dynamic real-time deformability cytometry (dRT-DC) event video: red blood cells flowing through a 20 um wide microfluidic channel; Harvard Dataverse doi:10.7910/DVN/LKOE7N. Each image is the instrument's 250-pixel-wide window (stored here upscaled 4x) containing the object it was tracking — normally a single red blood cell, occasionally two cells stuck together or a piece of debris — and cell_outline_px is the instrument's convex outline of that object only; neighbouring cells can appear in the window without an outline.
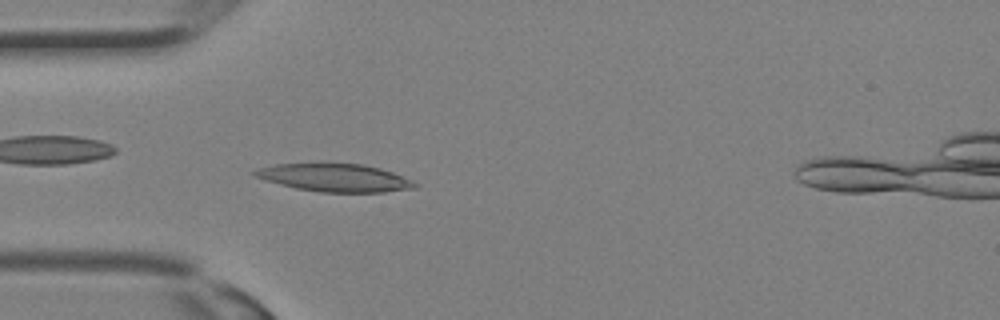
{"species": "Egyptian fruit bat (a non-hibernating species)", "species_latin": "Rousettus aegyptiacus", "temperature_condition": "room temperature", "stored_images_in_passage": 19, "camera_frame_rate_fps": 3000, "um_per_image_px": 0.085, "animal": {"sex": "female"}, "frame": {"image": 1, "passage_image": 9, "time_ms": 2.667, "image_size_px": [1000, 320], "cell_outline_px": [[420, 184], [416, 188], [384, 192], [320, 192], [296, 188], [264, 180], [252, 176], [252, 172], [256, 168], [276, 164], [364, 164], [380, 168], [392, 172], [412, 180]], "centroid_in_image_um": [28.46, 15.11], "position_along_channel_um": 56.5, "area_um2": 25.95}}
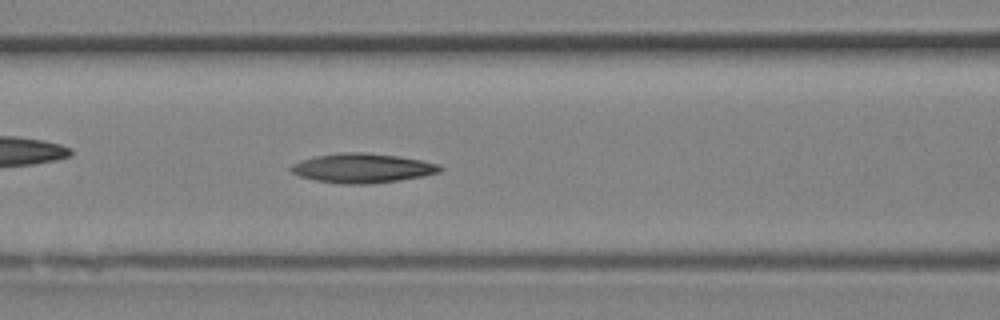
{"frame": {"image": 2, "passage_image": 13, "time_ms": 4.0, "image_size_px": [1000, 320], "cell_outline_px": [[444, 168], [440, 172], [424, 176], [400, 180], [372, 184], [340, 184], [316, 180], [300, 176], [292, 172], [288, 168], [292, 164], [300, 160], [316, 156], [340, 152], [364, 152], [396, 156], [420, 160], [440, 164]], "centroid_in_image_um": [30.81, 14.29], "position_along_channel_um": 135.8, "area_um2": 25.66}}
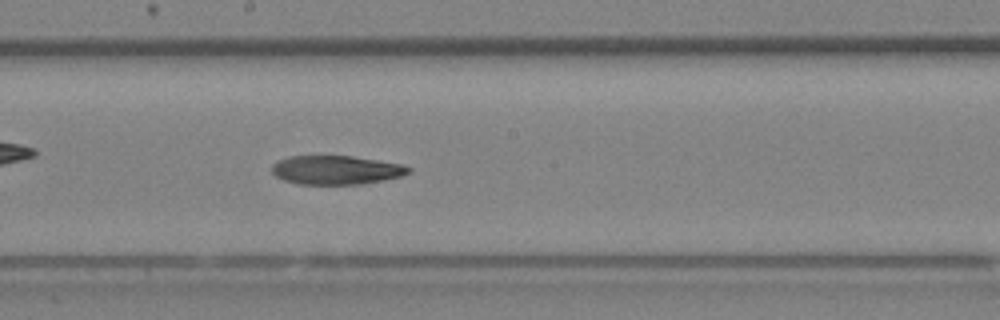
{"frame": {"image": 3, "passage_image": 17, "time_ms": 5.333, "image_size_px": [1000, 320], "cell_outline_px": [[412, 172], [400, 176], [384, 180], [360, 184], [300, 184], [284, 180], [276, 176], [272, 172], [272, 164], [276, 160], [288, 156], [352, 156], [400, 164], [412, 168]], "centroid_in_image_um": [28.55, 14.44], "position_along_channel_um": 219.7, "area_um2": 22.95}}